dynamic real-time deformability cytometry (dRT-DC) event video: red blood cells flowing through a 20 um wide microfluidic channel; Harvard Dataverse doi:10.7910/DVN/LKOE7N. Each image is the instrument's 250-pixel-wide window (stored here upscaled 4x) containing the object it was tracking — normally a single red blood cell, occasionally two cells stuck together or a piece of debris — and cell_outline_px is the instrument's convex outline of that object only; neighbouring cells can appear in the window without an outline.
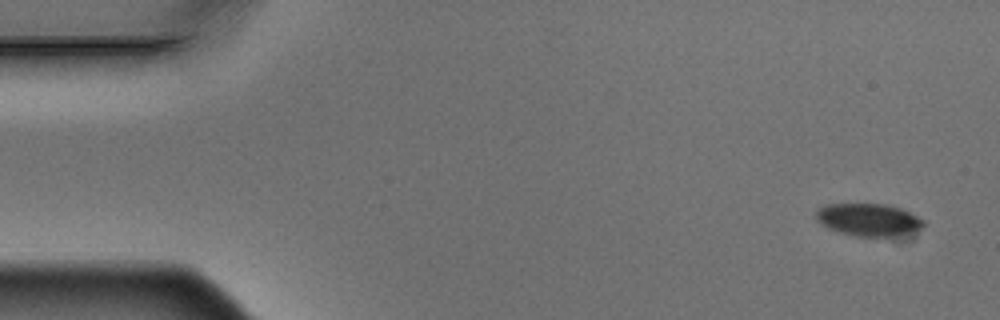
{"species": "Egyptian fruit bat (a non-hibernating species)", "species_latin": "Rousettus aegyptiacus", "temperature_condition": "warm", "stored_images_in_passage": 5, "segment_of_instrument_passage": [1, 2], "camera_frame_rate_fps": 3000, "um_per_image_px": 0.085, "animal": {"sex": "male"}, "frame": {"image": 1, "passage_image": 1, "time_ms": 0.0, "image_size_px": [1000, 320], "cell_outline_px": [[924, 228], [912, 236], [904, 240], [896, 240], [856, 236], [840, 232], [828, 228], [820, 224], [816, 220], [816, 208], [828, 204], [884, 204], [900, 208], [924, 220]], "centroid_in_image_um": [73.95, 18.76], "position_along_channel_um": 11.1, "area_um2": 21.68}}
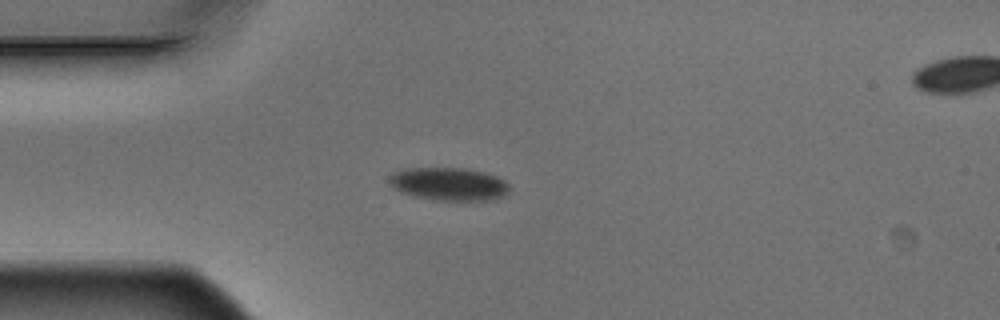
{"frame": {"image": 2, "passage_image": 4, "time_ms": 1.0, "image_size_px": [1000, 320], "cell_outline_px": [[508, 192], [504, 196], [496, 200], [432, 200], [412, 196], [400, 192], [392, 188], [388, 180], [388, 176], [404, 168], [464, 168], [484, 172], [496, 176], [504, 180], [508, 184]], "centroid_in_image_um": [38.13, 15.65], "position_along_channel_um": 46.9, "area_um2": 23.35}}